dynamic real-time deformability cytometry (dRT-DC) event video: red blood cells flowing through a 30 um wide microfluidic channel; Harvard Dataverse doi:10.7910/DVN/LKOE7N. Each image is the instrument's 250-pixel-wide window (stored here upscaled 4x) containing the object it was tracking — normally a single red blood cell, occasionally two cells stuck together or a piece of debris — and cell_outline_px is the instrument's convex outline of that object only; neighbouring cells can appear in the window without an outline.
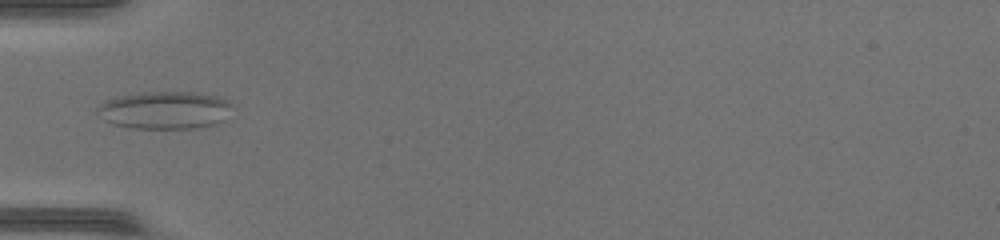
{"species": "common noctule bat (a hibernating species)", "species_latin": "Nyctalus noctula", "temperature_condition": "warm", "stored_images_in_passage": 32, "camera_frame_rate_fps": 3000, "um_per_image_px": 0.085, "animal": {"sex": "female", "body_mass_g": 17.0, "forearm_length_mm": 48.0}, "frame": {"image": 1, "passage_image": 1, "time_ms": 0.0, "image_size_px": [1000, 240], "cell_outline_px": [[232, 104], [224, 120], [216, 124], [192, 128], [132, 128], [116, 124], [104, 120], [96, 112], [96, 108], [100, 104], [108, 100], [120, 96], [136, 92], [192, 92], [224, 96]], "centroid_in_image_um": [14.03, 9.34], "position_along_channel_um": 71.0, "area_um2": 29.65}}
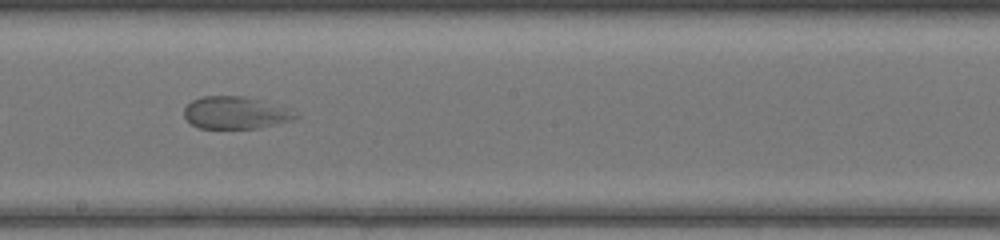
{"frame": {"image": 2, "passage_image": 12, "time_ms": 3.667, "image_size_px": [1000, 240], "cell_outline_px": [[300, 116], [292, 120], [256, 128], [200, 128], [192, 124], [184, 116], [184, 108], [192, 100], [200, 96], [244, 96], [292, 108]], "centroid_in_image_um": [20.04, 9.57], "position_along_channel_um": 228.2, "area_um2": 21.04}}
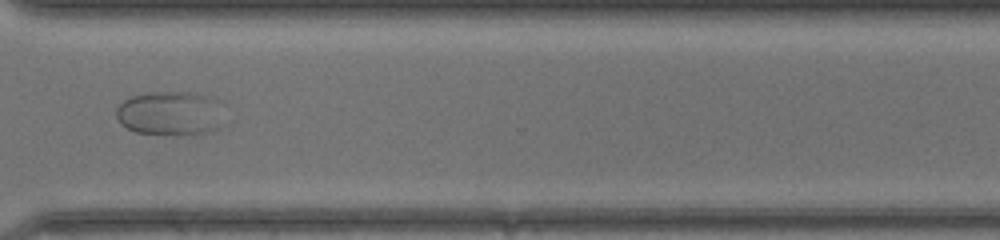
{"frame": {"image": 3, "passage_image": 21, "time_ms": 6.667, "image_size_px": [1000, 240], "cell_outline_px": [[228, 124], [212, 132], [136, 132], [120, 124], [116, 116], [116, 108], [124, 100], [132, 96], [148, 92], [188, 92], [208, 96], [224, 100]], "centroid_in_image_um": [14.64, 9.58], "position_along_channel_um": 356.0, "area_um2": 28.26}}